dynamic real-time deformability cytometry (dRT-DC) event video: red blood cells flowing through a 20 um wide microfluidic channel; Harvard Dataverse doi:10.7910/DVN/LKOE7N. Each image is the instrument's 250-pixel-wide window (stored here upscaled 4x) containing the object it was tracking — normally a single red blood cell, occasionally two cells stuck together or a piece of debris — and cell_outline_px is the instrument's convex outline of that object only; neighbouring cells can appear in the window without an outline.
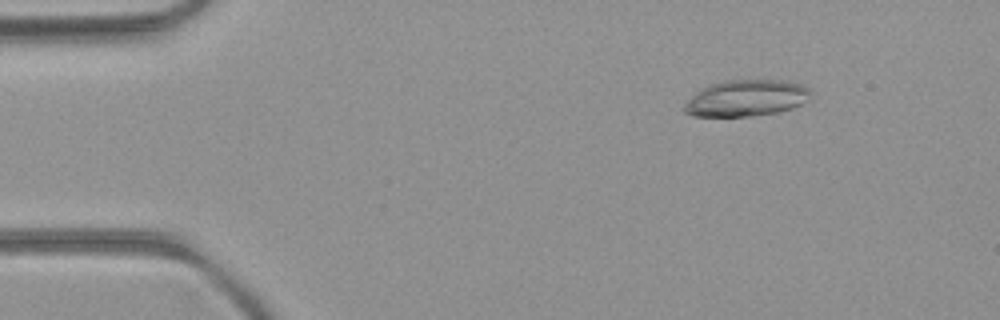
{"species": "common noctule bat (a hibernating species)", "species_latin": "Nyctalus noctula", "temperature_condition": "room temperature", "stored_images_in_passage": 47, "camera_frame_rate_fps": 3000, "um_per_image_px": 0.085, "animal": {"sex": "female", "body_mass_g": 21.9}, "frame": {"image": 1, "passage_image": 3, "time_ms": 0.667, "image_size_px": [1000, 320], "cell_outline_px": [[812, 92], [808, 100], [792, 108], [776, 112], [752, 116], [692, 116], [684, 112], [684, 104], [700, 88], [724, 80], [760, 76], [788, 80], [800, 84], [808, 88]], "centroid_in_image_um": [63.46, 8.28], "position_along_channel_um": 21.5, "area_um2": 27.74}}
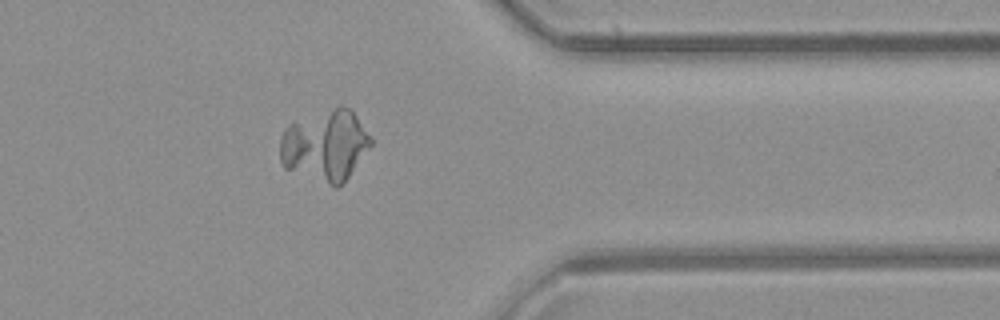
{"frame": {"image": 2, "passage_image": 37, "time_ms": 12.0, "image_size_px": [1000, 320], "cell_outline_px": [[372, 144], [348, 176], [336, 188], [284, 168], [280, 164], [280, 136], [284, 128], [288, 124], [340, 104], [344, 104], [356, 116], [372, 136]], "centroid_in_image_um": [27.62, 12.34], "position_along_channel_um": 383.8, "area_um2": 37.8}}